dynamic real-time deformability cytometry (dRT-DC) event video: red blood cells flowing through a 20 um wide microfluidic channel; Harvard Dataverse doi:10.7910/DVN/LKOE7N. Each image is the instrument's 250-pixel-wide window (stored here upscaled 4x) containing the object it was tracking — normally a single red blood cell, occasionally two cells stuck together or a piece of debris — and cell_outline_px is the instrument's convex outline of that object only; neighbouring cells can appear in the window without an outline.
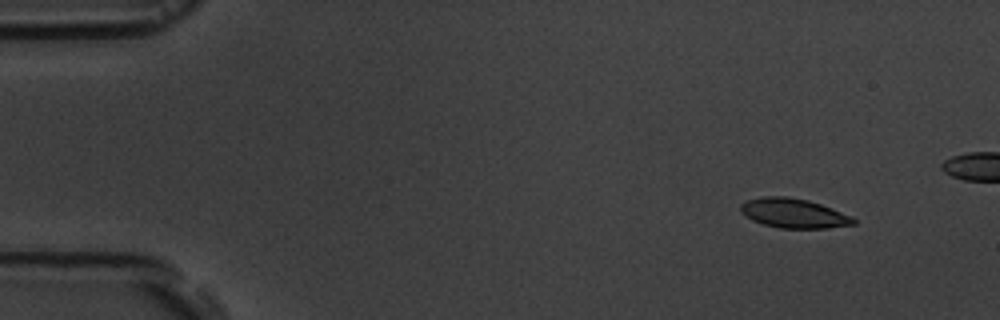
{"species": "common noctule bat (a hibernating species)", "species_latin": "Nyctalus noctula", "temperature_condition": "room temperature", "stored_images_in_passage": 5, "camera_frame_rate_fps": 3000, "um_per_image_px": 0.085, "animal": {"sex": "male", "body_mass_g": 19.5, "forearm_length_mm": 54.6}, "frame": {"image": 1, "passage_image": 1, "time_ms": 0.0, "image_size_px": [1000, 320], "cell_outline_px": [[856, 224], [828, 228], [780, 228], [764, 224], [752, 220], [744, 216], [740, 212], [740, 204], [748, 200], [760, 196], [788, 196], [808, 200], [832, 208], [852, 216], [856, 220]], "centroid_in_image_um": [67.45, 18.12], "position_along_channel_um": 17.5, "area_um2": 19.54}}